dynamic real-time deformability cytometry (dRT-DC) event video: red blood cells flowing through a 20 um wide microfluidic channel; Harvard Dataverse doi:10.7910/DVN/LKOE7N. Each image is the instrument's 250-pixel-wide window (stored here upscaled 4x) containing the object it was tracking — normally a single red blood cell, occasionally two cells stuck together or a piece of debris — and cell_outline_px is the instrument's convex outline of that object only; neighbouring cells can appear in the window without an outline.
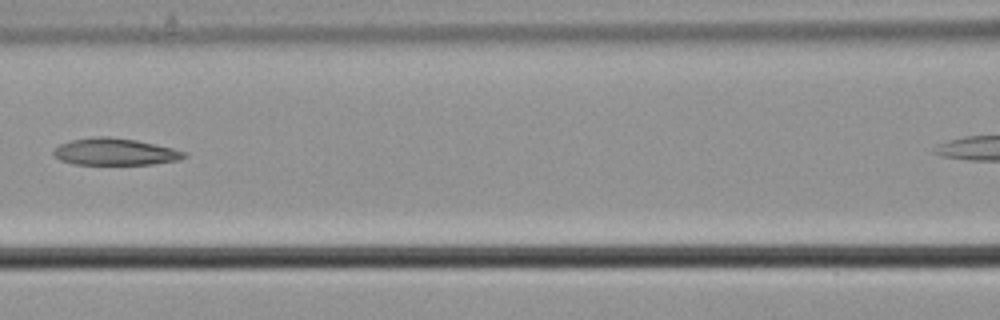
{"species": "common noctule bat (a hibernating species)", "species_latin": "Nyctalus noctula", "temperature_condition": "cold", "stored_images_in_passage": 4, "camera_frame_rate_fps": 3000, "um_per_image_px": 0.085, "animal": {"sex": "male", "body_mass_g": 21.5, "forearm_length_mm": 52.0}, "frame": {"image": 1, "passage_image": 4, "time_ms": 1.0, "image_size_px": [1000, 320], "cell_outline_px": [[188, 156], [180, 160], [152, 164], [72, 164], [60, 160], [52, 152], [60, 144], [72, 140], [92, 136], [108, 136], [136, 140], [172, 148], [188, 152]], "centroid_in_image_um": [9.8, 12.9], "position_along_channel_um": 156.8, "area_um2": 20.52}}